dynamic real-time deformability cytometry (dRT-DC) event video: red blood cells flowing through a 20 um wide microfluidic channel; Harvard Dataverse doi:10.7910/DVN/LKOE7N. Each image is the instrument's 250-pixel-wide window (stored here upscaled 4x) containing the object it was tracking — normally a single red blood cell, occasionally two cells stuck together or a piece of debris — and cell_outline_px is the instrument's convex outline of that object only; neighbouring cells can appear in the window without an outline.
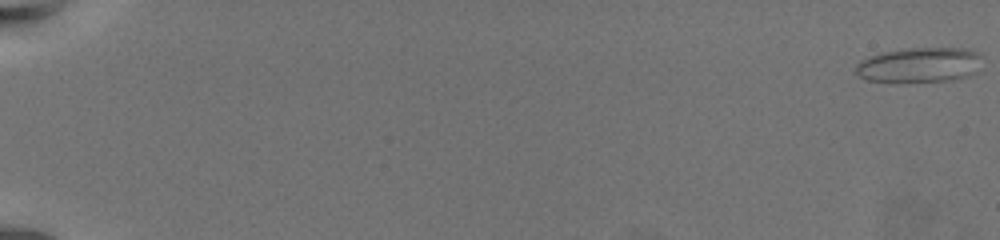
{"species": "common noctule bat (a hibernating species)", "species_latin": "Nyctalus noctula", "temperature_condition": "warm", "stored_images_in_passage": 65, "camera_frame_rate_fps": 3000, "um_per_image_px": 0.085, "animal": {"sex": "female", "body_mass_g": 19.5, "forearm_length_mm": 54.1}, "frame": {"image": 1, "passage_image": 1, "time_ms": 0.0, "image_size_px": [1000, 240], "cell_outline_px": [[980, 56], [976, 72], [968, 76], [952, 80], [868, 80], [860, 76], [856, 72], [856, 64], [860, 60], [884, 52], [900, 48], [964, 48], [980, 52]], "centroid_in_image_um": [78.18, 5.48], "position_along_channel_um": 6.8, "area_um2": 25.09}}
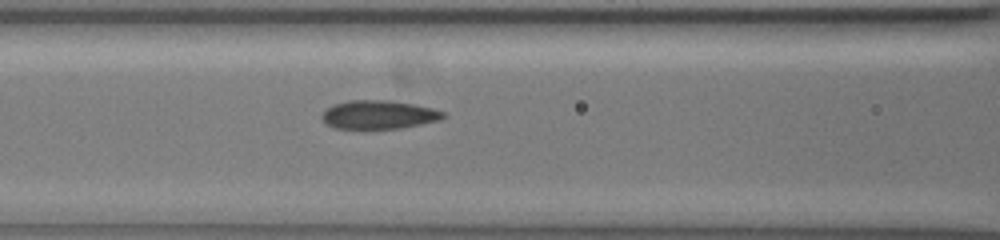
{"frame": {"image": 2, "passage_image": 32, "time_ms": 10.333, "image_size_px": [1000, 240], "cell_outline_px": [[444, 116], [440, 120], [400, 128], [368, 132], [336, 128], [328, 124], [320, 116], [328, 108], [336, 104], [348, 100], [388, 100], [412, 104], [432, 108], [444, 112]], "centroid_in_image_um": [32.16, 9.79], "position_along_channel_um": 134.4, "area_um2": 20.69}}
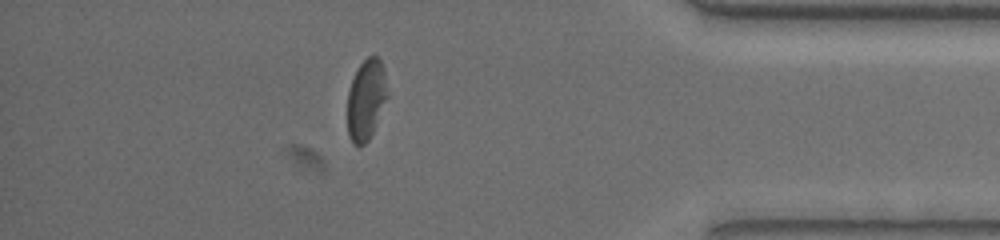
{"frame": {"image": 3, "passage_image": 58, "time_ms": 19.0, "image_size_px": [1000, 240], "cell_outline_px": [[388, 96], [372, 132], [368, 140], [364, 144], [352, 144], [348, 136], [348, 92], [352, 80], [360, 64], [368, 56], [376, 56], [380, 60], [384, 68]], "centroid_in_image_um": [31.12, 8.46], "position_along_channel_um": 404.1, "area_um2": 18.5}, "authors_computed_cell_mechanics": {"area_um2": 20.6346, "velocity_mm_per_s": 3.4122, "shape_relaxation_time_tau1_ms": 3.9968, "shape_relaxation_time_tau2_ms": 1.6852, "deformation_change_tau1": 0.1529, "deformation_change_tau2": 0.0833}}